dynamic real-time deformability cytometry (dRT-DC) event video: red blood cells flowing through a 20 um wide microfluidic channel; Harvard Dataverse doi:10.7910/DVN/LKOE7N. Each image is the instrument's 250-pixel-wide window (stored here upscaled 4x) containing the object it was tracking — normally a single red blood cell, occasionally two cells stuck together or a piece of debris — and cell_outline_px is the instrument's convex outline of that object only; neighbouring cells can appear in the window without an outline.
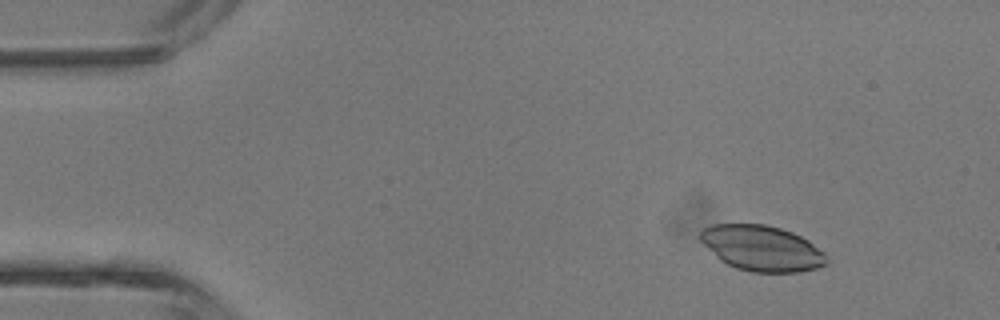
{"species": "common noctule bat (a hibernating species)", "species_latin": "Nyctalus noctula", "temperature_condition": "room temperature", "stored_images_in_passage": 3, "camera_frame_rate_fps": 3000, "um_per_image_px": 0.085, "animal": {"sex": "male", "body_mass_g": 13.3}, "frame": {"image": 1, "passage_image": 1, "time_ms": 0.0, "image_size_px": [1000, 320], "cell_outline_px": [[828, 264], [816, 268], [800, 272], [752, 272], [736, 268], [720, 260], [700, 240], [700, 232], [704, 228], [712, 224], [764, 224], [780, 228], [792, 232], [808, 240], [824, 252], [828, 256]], "centroid_in_image_um": [64.79, 21.1], "position_along_channel_um": 20.2, "area_um2": 33.47}}